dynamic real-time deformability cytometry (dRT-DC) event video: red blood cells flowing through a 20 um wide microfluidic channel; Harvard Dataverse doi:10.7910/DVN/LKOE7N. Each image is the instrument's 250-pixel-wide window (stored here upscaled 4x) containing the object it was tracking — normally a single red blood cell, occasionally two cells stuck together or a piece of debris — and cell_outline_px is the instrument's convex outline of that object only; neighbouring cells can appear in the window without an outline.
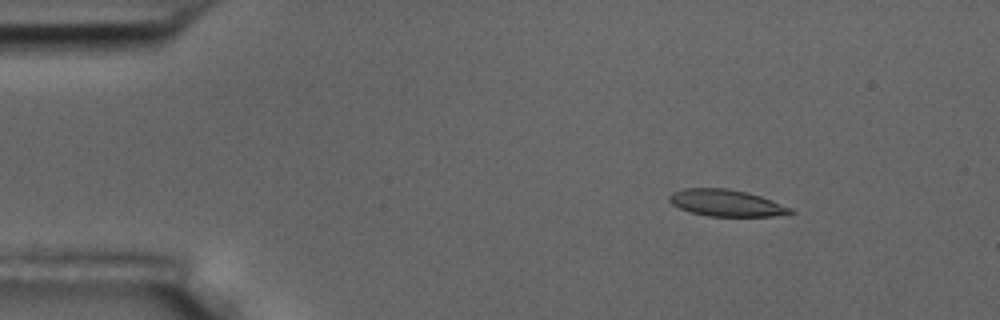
{"species": "common noctule bat (a hibernating species)", "species_latin": "Nyctalus noctula", "temperature_condition": "room temperature", "stored_images_in_passage": 16, "camera_frame_rate_fps": 3000, "um_per_image_px": 0.085, "animal": {"sex": "male", "body_mass_g": 17.5, "forearm_length_mm": 52.3}, "frame": {"image": 1, "passage_image": 3, "time_ms": 2.333, "image_size_px": [1000, 320], "cell_outline_px": [[796, 212], [772, 216], [708, 216], [692, 212], [680, 208], [672, 204], [668, 200], [668, 196], [672, 192], [684, 188], [728, 188], [748, 192], [772, 200], [792, 208]], "centroid_in_image_um": [61.72, 17.24], "position_along_channel_um": 23.3, "area_um2": 18.84}}
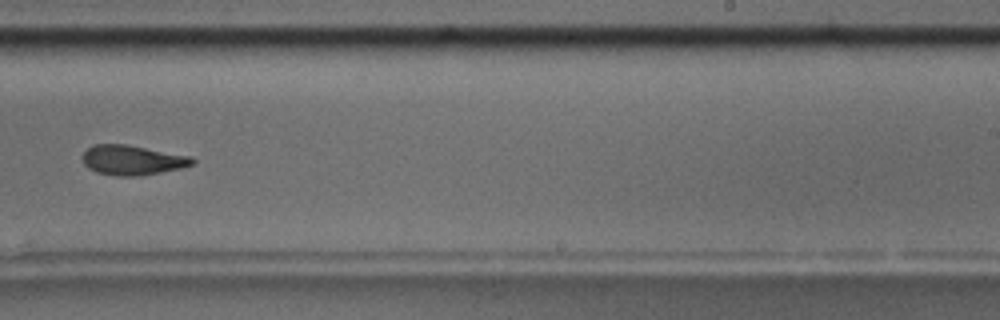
{"frame": {"image": 2, "passage_image": 10, "time_ms": 11.333, "image_size_px": [1000, 320], "cell_outline_px": [[196, 160], [192, 164], [180, 168], [140, 176], [116, 176], [96, 172], [88, 168], [84, 164], [80, 156], [92, 144], [128, 144], [192, 156]], "centroid_in_image_um": [11.22, 13.6], "position_along_channel_um": 277.8, "area_um2": 19.31}}
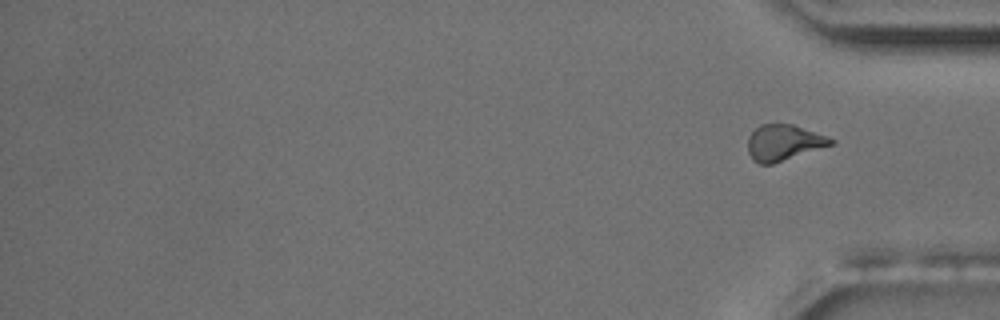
{"frame": {"image": 3, "passage_image": 16, "time_ms": 19.0, "image_size_px": [1000, 320], "cell_outline_px": [[836, 144], [772, 164], [760, 164], [752, 160], [748, 152], [748, 136], [760, 124], [792, 124], [828, 136], [836, 140]], "centroid_in_image_um": [66.64, 12.13], "position_along_channel_um": 368.6, "area_um2": 17.57}, "authors_computed_cell_mechanics": {"area_um2": 19.3341, "velocity_mm_per_s": 3.6675, "shape_relaxation_time_tau1_ms": 6.0741, "shape_relaxation_time_tau2_ms": null, "deformation_change_tau1": 0.1756, "deformation_change_tau2": null}}